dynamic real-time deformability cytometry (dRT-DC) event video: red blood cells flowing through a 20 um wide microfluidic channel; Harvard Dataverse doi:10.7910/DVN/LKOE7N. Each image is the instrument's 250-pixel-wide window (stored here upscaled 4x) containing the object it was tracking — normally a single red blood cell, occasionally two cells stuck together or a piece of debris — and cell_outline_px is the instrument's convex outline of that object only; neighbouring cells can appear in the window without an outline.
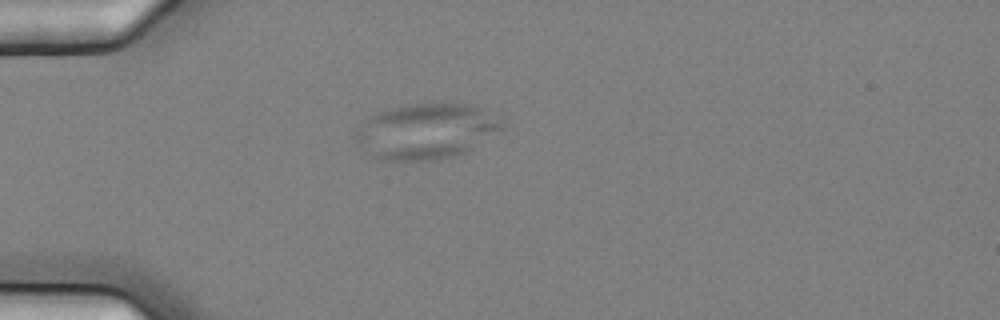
{"species": "common noctule bat (a hibernating species)", "species_latin": "Nyctalus noctula", "temperature_condition": "cold", "stored_images_in_passage": 5, "camera_frame_rate_fps": 3000, "um_per_image_px": 0.085, "animal": {"sex": "female", "body_mass_g": 25.1}, "frame": {"image": 1, "passage_image": 1, "time_ms": 0.0, "image_size_px": [1000, 320], "cell_outline_px": [[500, 128], [464, 152], [456, 156], [432, 160], [380, 160], [372, 156], [352, 136], [360, 124], [368, 116], [376, 112], [408, 104], [472, 104], [480, 108], [500, 124]], "centroid_in_image_um": [36.06, 11.16], "position_along_channel_um": 48.9, "area_um2": 46.07}}
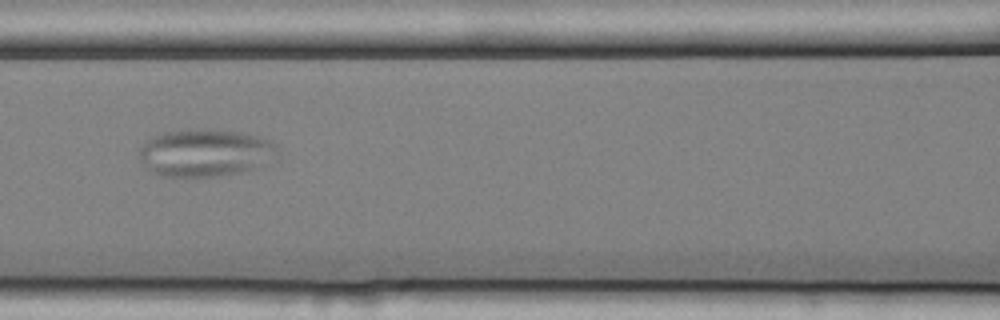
{"frame": {"image": 2, "passage_image": 4, "time_ms": 1.0, "image_size_px": [1000, 320], "cell_outline_px": [[280, 156], [240, 172], [220, 176], [164, 176], [144, 168], [140, 160], [140, 148], [152, 136], [164, 132], [200, 128], [240, 132], [260, 136], [272, 140], [276, 144], [280, 152]], "centroid_in_image_um": [17.47, 12.97], "position_along_channel_um": 149.1, "area_um2": 38.32}}
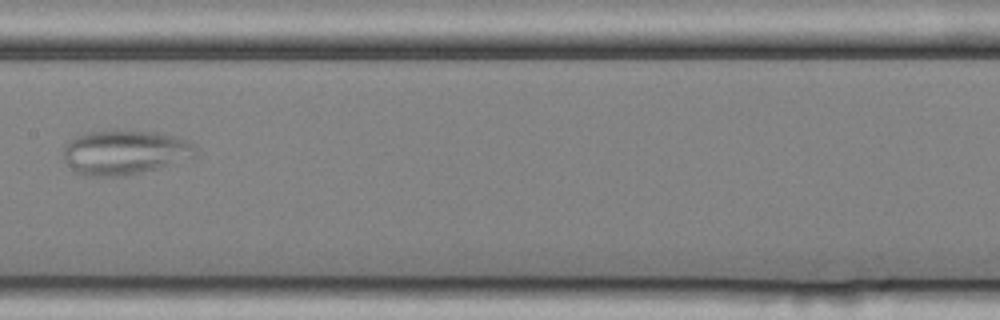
{"frame": {"image": 3, "passage_image": 5, "time_ms": 1.333, "image_size_px": [1000, 320], "cell_outline_px": [[200, 152], [196, 156], [156, 168], [124, 176], [84, 176], [76, 172], [64, 160], [64, 148], [68, 140], [76, 136], [88, 132], [156, 132], [176, 136], [188, 140]], "centroid_in_image_um": [10.61, 12.96], "position_along_channel_um": 196.8, "area_um2": 33.76}}